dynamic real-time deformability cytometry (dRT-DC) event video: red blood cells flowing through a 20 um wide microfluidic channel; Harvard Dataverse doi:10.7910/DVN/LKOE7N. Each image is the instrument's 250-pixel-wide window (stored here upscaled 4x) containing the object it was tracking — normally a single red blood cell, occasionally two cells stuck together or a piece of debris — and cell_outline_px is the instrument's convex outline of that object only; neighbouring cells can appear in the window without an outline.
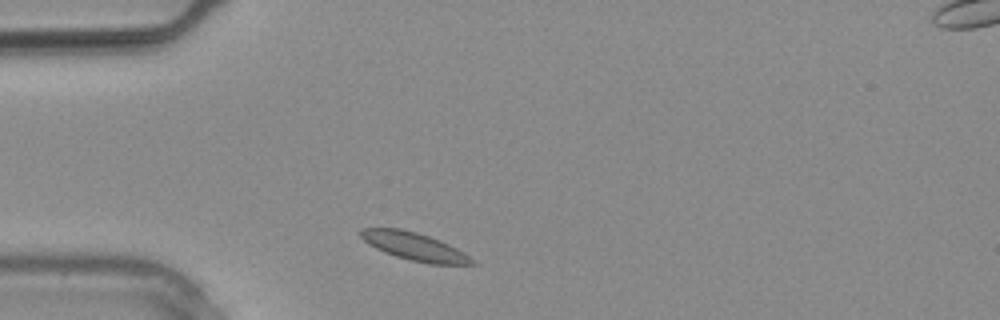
{"species": "common noctule bat (a hibernating species)", "species_latin": "Nyctalus noctula", "temperature_condition": "warm", "stored_images_in_passage": 15, "camera_frame_rate_fps": 3000, "um_per_image_px": 0.085, "animal": {"sex": "male", "body_mass_g": 20.4}, "frame": {"image": 1, "passage_image": 1, "time_ms": 0.0, "image_size_px": [1000, 320], "cell_outline_px": [[476, 264], [428, 264], [396, 256], [384, 252], [368, 244], [360, 236], [360, 228], [400, 228], [416, 232], [440, 240], [464, 252]], "centroid_in_image_um": [35.18, 20.94], "position_along_channel_um": 49.8, "area_um2": 17.8}}